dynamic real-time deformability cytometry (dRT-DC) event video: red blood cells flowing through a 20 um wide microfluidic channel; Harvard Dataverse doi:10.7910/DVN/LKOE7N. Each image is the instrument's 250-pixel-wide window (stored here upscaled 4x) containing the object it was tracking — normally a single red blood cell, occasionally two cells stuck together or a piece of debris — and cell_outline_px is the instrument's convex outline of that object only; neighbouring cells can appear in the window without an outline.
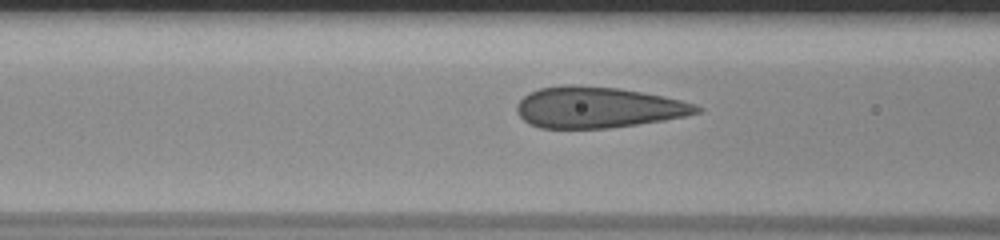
{"species": "human", "species_latin": "Homo sapiens", "temperature_condition": "room temperature", "stored_images_in_passage": 41, "camera_frame_rate_fps": 3000, "um_per_image_px": 0.085, "donor": {"sex": "male"}, "frame": {"image": 1, "passage_image": 16, "time_ms": 5.0, "image_size_px": [1000, 240], "cell_outline_px": [[704, 108], [700, 112], [684, 116], [664, 120], [608, 128], [540, 128], [524, 120], [516, 112], [516, 104], [528, 92], [540, 88], [560, 84], [576, 84], [620, 88], [680, 100], [696, 104]], "centroid_in_image_um": [50.78, 9.11], "position_along_channel_um": 115.8, "area_um2": 43.06}}
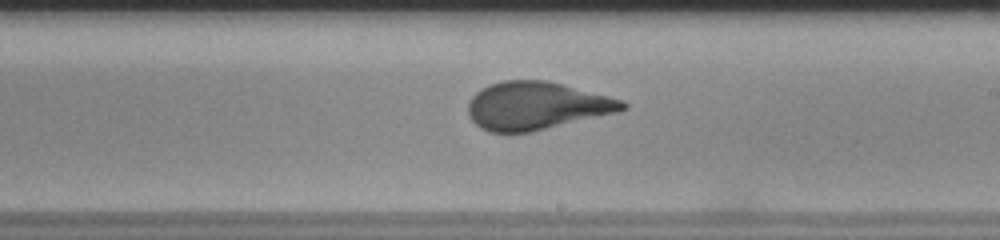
{"frame": {"image": 2, "passage_image": 26, "time_ms": 8.333, "image_size_px": [1000, 240], "cell_outline_px": [[628, 108], [616, 112], [528, 132], [488, 132], [480, 128], [468, 116], [468, 104], [472, 96], [476, 92], [488, 84], [504, 80], [548, 80], [608, 96], [620, 100], [628, 104]], "centroid_in_image_um": [45.55, 8.98], "position_along_channel_um": 243.5, "area_um2": 42.66}}
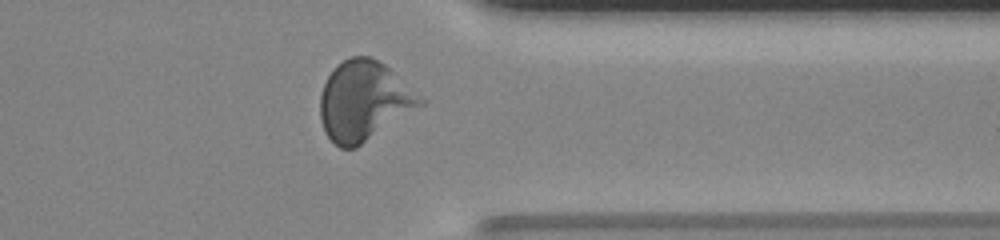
{"frame": {"image": 3, "passage_image": 37, "time_ms": 12.0, "image_size_px": [1000, 240], "cell_outline_px": [[428, 100], [424, 104], [356, 148], [340, 148], [324, 132], [320, 120], [320, 92], [328, 76], [336, 64], [352, 56], [368, 56], [384, 64]], "centroid_in_image_um": [30.93, 8.58], "position_along_channel_um": 380.5, "area_um2": 46.47}}